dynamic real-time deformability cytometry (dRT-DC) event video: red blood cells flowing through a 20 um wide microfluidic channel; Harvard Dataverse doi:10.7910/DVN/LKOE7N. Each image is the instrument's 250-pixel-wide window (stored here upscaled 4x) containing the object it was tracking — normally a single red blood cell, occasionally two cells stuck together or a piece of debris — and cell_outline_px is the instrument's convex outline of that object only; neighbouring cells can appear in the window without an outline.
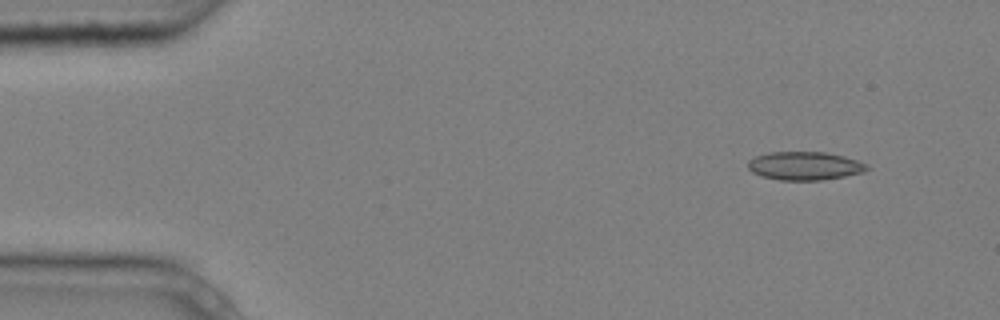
{"species": "common noctule bat (a hibernating species)", "species_latin": "Nyctalus noctula", "temperature_condition": "cold", "stored_images_in_passage": 2, "camera_frame_rate_fps": 3000, "um_per_image_px": 0.085, "animal": {"sex": "male", "body_mass_g": 20.4}, "frame": {"image": 1, "passage_image": 2, "time_ms": 0.333, "image_size_px": [1000, 320], "cell_outline_px": [[872, 168], [864, 172], [844, 176], [820, 180], [780, 180], [760, 176], [752, 172], [748, 168], [748, 160], [756, 156], [768, 152], [824, 152], [844, 156], [868, 164]], "centroid_in_image_um": [68.41, 14.1], "position_along_channel_um": 16.6, "area_um2": 19.77}}